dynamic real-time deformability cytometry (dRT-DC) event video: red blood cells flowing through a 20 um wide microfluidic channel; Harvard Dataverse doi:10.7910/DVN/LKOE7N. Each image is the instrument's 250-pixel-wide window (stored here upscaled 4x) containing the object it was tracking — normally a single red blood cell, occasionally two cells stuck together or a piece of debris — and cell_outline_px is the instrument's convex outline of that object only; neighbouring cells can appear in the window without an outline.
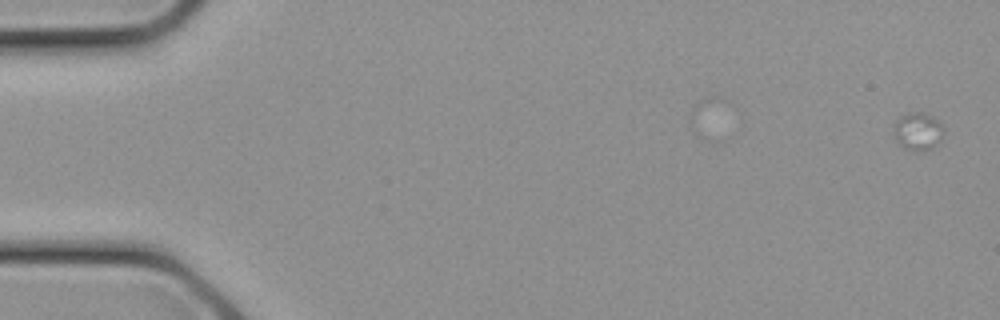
{"species": "common noctule bat (a hibernating species)", "species_latin": "Nyctalus noctula", "temperature_condition": "cold", "stored_images_in_passage": 5, "camera_frame_rate_fps": 3000, "um_per_image_px": 0.085, "animal": {"sex": "female", "body_mass_g": 21.9}, "frame": {"image": 1, "passage_image": 1, "time_ms": 0.0, "image_size_px": [1000, 320], "cell_outline_px": [[944, 132], [940, 140], [932, 148], [924, 152], [912, 152], [904, 148], [896, 140], [892, 132], [892, 128], [896, 120], [900, 116], [912, 112], [920, 112], [932, 116], [944, 128]], "centroid_in_image_um": [77.99, 11.2], "position_along_channel_um": 7.0, "area_um2": 11.21}}